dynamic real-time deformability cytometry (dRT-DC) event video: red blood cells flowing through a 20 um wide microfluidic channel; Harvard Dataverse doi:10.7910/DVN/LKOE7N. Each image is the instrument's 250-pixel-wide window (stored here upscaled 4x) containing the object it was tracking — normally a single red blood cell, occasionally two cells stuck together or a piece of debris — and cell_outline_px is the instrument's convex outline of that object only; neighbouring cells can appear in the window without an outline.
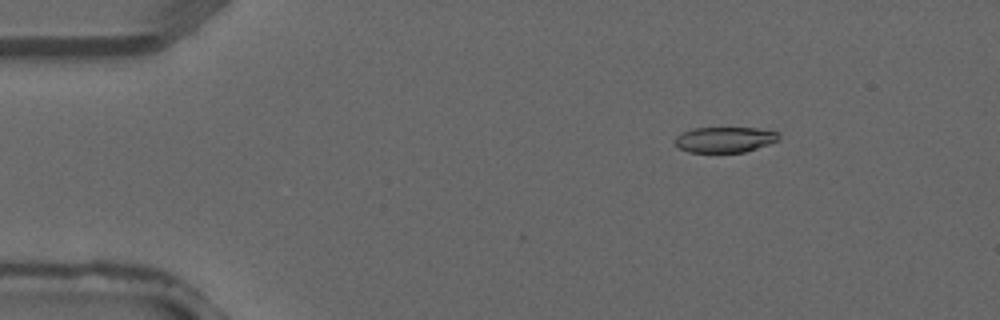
{"species": "common noctule bat (a hibernating species)", "species_latin": "Nyctalus noctula", "temperature_condition": "warm", "stored_images_in_passage": 3, "camera_frame_rate_fps": 3000, "um_per_image_px": 0.085, "animal": {"sex": "male", "forearm_length_mm": 52.5}, "frame": {"image": 1, "passage_image": 3, "time_ms": 0.667, "image_size_px": [1000, 320], "cell_outline_px": [[780, 136], [776, 140], [768, 144], [744, 152], [688, 152], [680, 148], [676, 144], [676, 136], [692, 128], [756, 128], [780, 132]], "centroid_in_image_um": [61.61, 11.86], "position_along_channel_um": 23.4, "area_um2": 15.26}}